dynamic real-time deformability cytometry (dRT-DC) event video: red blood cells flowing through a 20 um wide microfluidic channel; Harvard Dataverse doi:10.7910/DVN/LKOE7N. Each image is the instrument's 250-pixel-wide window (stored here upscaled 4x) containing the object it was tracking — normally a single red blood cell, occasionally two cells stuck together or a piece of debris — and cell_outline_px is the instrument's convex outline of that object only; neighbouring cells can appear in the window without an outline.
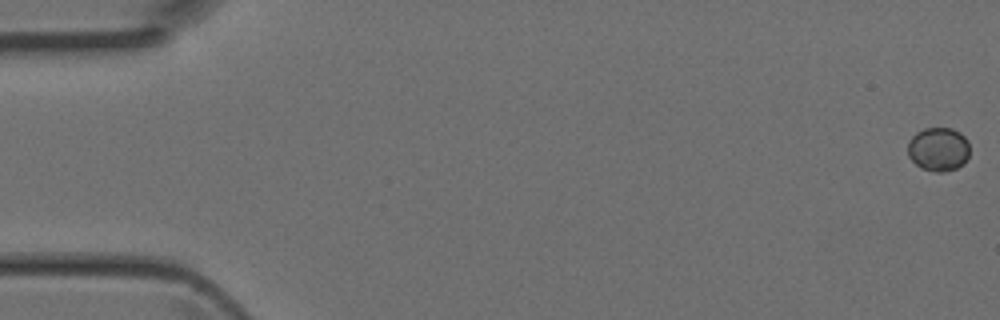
{"species": "Egyptian fruit bat (a non-hibernating species)", "species_latin": "Rousettus aegyptiacus", "temperature_condition": "room temperature", "stored_images_in_passage": 45, "camera_frame_rate_fps": 3000, "um_per_image_px": 0.085, "animal": {"sex": "female"}, "frame": {"image": 1, "passage_image": 1, "time_ms": 0.0, "image_size_px": [1000, 320], "cell_outline_px": [[968, 156], [964, 164], [956, 168], [944, 172], [936, 172], [920, 168], [908, 156], [908, 140], [916, 132], [924, 128], [952, 128], [960, 132], [968, 140]], "centroid_in_image_um": [79.76, 12.68], "position_along_channel_um": 5.2, "area_um2": 15.95}}
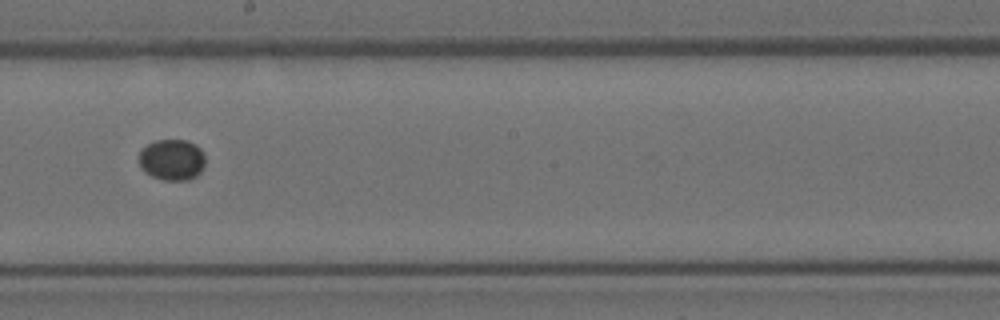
{"frame": {"image": 2, "passage_image": 26, "time_ms": 8.333, "image_size_px": [1000, 320], "cell_outline_px": [[204, 168], [196, 176], [188, 180], [164, 180], [152, 176], [144, 172], [140, 168], [140, 152], [148, 144], [156, 140], [188, 140], [196, 144], [204, 152]], "centroid_in_image_um": [14.64, 13.58], "position_along_channel_um": 233.6, "area_um2": 15.95}}
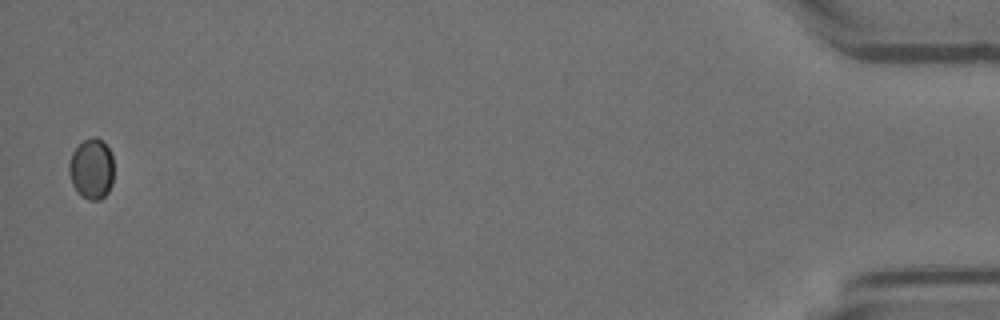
{"frame": {"image": 3, "passage_image": 45, "time_ms": 14.667, "image_size_px": [1000, 320], "cell_outline_px": [[112, 184], [108, 192], [100, 200], [88, 200], [80, 196], [76, 192], [72, 184], [68, 172], [68, 164], [72, 152], [84, 140], [92, 136], [96, 136], [104, 140], [112, 152]], "centroid_in_image_um": [7.77, 14.34], "position_along_channel_um": 427.4, "area_um2": 16.18}}